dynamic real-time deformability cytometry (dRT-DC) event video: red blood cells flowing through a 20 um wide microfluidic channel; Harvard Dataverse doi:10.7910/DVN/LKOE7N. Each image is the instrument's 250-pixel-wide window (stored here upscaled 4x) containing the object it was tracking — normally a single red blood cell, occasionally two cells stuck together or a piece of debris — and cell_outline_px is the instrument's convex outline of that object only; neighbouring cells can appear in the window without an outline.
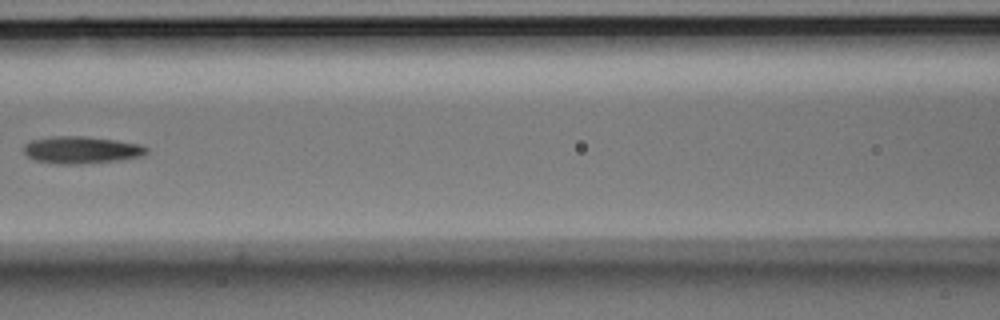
{"species": "Egyptian fruit bat (a non-hibernating species)", "species_latin": "Rousettus aegyptiacus", "temperature_condition": "room temperature", "stored_images_in_passage": 9, "camera_frame_rate_fps": 3000, "um_per_image_px": 0.085, "animal": {"sex": "male"}, "frame": {"image": 1, "passage_image": 6, "time_ms": 1.667, "image_size_px": [1000, 320], "cell_outline_px": [[148, 152], [140, 156], [120, 160], [80, 164], [56, 164], [36, 160], [28, 156], [24, 152], [24, 144], [32, 140], [52, 136], [84, 136], [116, 140], [140, 144], [148, 148]], "centroid_in_image_um": [6.92, 12.74], "position_along_channel_um": 159.7, "area_um2": 19.42}}
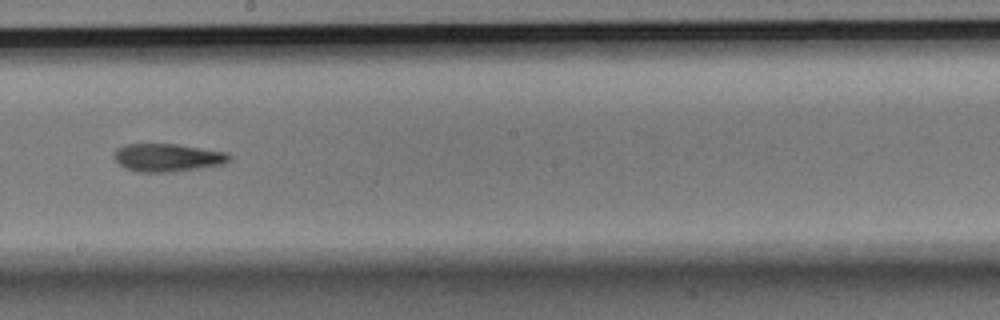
{"frame": {"image": 2, "passage_image": 8, "time_ms": 2.333, "image_size_px": [1000, 320], "cell_outline_px": [[232, 160], [224, 164], [172, 172], [136, 172], [124, 168], [112, 156], [116, 148], [124, 144], [176, 144], [228, 152], [232, 156]], "centroid_in_image_um": [14.24, 13.39], "position_along_channel_um": 234.0, "area_um2": 19.02}}
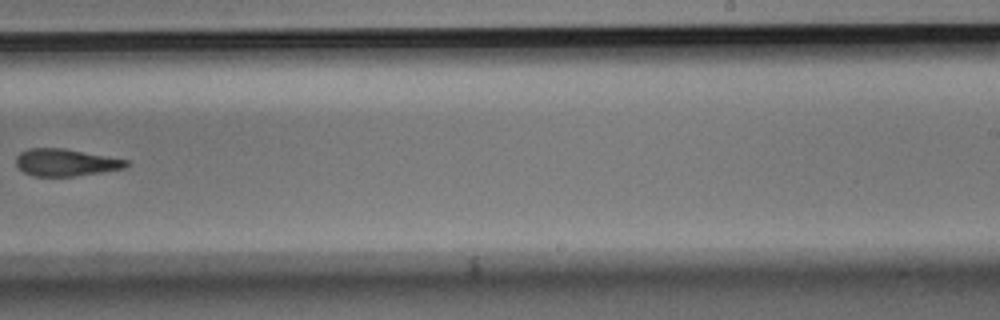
{"frame": {"image": 3, "passage_image": 9, "time_ms": 2.667, "image_size_px": [1000, 320], "cell_outline_px": [[128, 164], [124, 168], [76, 176], [32, 176], [24, 172], [16, 164], [16, 156], [20, 152], [28, 148], [64, 148], [128, 160]], "centroid_in_image_um": [5.55, 13.8], "position_along_channel_um": 283.5, "area_um2": 17.34}}